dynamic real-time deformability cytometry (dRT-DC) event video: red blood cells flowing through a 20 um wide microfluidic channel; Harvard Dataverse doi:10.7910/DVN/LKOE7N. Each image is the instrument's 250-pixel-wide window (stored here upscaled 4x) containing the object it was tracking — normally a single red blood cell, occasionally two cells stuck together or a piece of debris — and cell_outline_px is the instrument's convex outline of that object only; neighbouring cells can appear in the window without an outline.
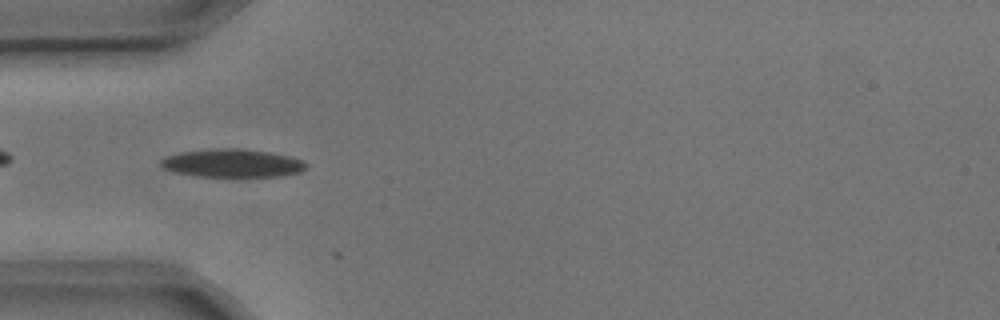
{"species": "common noctule bat (a hibernating species)", "species_latin": "Nyctalus noctula", "temperature_condition": "cold", "stored_images_in_passage": 4, "camera_frame_rate_fps": 3000, "um_per_image_px": 0.085, "animal": {"sex": "male", "body_mass_g": 17.9, "forearm_length_mm": 54.2}, "frame": {"image": 1, "passage_image": 1, "time_ms": 0.0, "image_size_px": [1000, 320], "cell_outline_px": [[308, 168], [300, 172], [280, 176], [196, 176], [176, 172], [164, 168], [160, 164], [160, 160], [164, 156], [180, 152], [212, 148], [240, 148], [272, 152], [304, 160], [308, 164]], "centroid_in_image_um": [19.77, 13.85], "position_along_channel_um": 65.2, "area_um2": 24.04}}
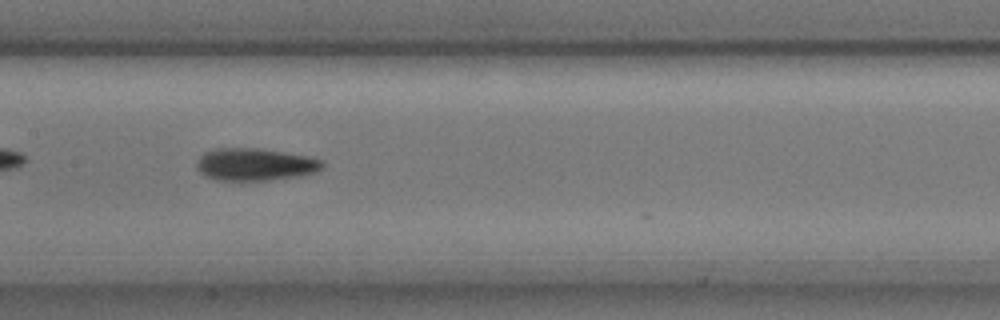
{"frame": {"image": 2, "passage_image": 4, "time_ms": 1.0, "image_size_px": [1000, 320], "cell_outline_px": [[324, 164], [316, 172], [296, 176], [272, 180], [216, 180], [204, 176], [196, 168], [196, 160], [204, 152], [216, 148], [260, 148], [308, 156], [320, 160]], "centroid_in_image_um": [21.62, 13.97], "position_along_channel_um": 185.8, "area_um2": 23.76}}